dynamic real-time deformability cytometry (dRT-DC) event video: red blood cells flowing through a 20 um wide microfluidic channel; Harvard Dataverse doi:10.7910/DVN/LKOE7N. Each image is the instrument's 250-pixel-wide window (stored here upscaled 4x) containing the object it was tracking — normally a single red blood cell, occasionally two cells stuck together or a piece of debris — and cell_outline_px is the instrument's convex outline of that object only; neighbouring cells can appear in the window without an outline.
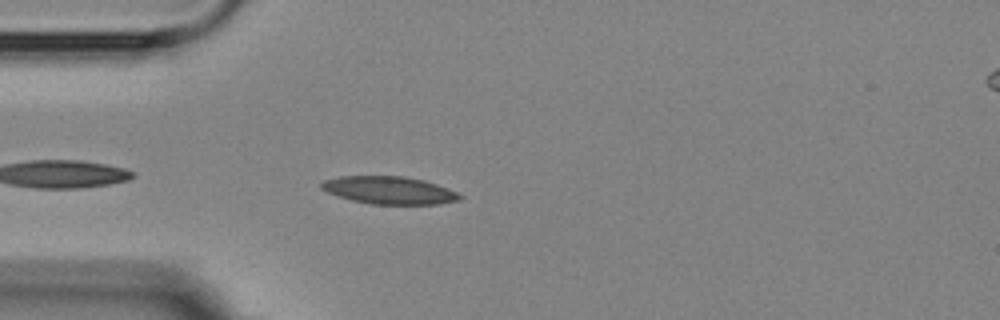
{"species": "Egyptian fruit bat (a non-hibernating species)", "species_latin": "Rousettus aegyptiacus", "temperature_condition": "room temperature", "stored_images_in_passage": 6, "camera_frame_rate_fps": 3000, "um_per_image_px": 0.085, "animal": {"sex": "female"}, "frame": {"image": 1, "passage_image": 5, "time_ms": 4.333, "image_size_px": [1000, 320], "cell_outline_px": [[464, 196], [460, 200], [436, 204], [372, 204], [352, 200], [328, 192], [320, 188], [320, 184], [324, 180], [340, 176], [404, 176], [424, 180], [448, 188]], "centroid_in_image_um": [33.1, 16.16], "position_along_channel_um": 51.9, "area_um2": 22.2}}